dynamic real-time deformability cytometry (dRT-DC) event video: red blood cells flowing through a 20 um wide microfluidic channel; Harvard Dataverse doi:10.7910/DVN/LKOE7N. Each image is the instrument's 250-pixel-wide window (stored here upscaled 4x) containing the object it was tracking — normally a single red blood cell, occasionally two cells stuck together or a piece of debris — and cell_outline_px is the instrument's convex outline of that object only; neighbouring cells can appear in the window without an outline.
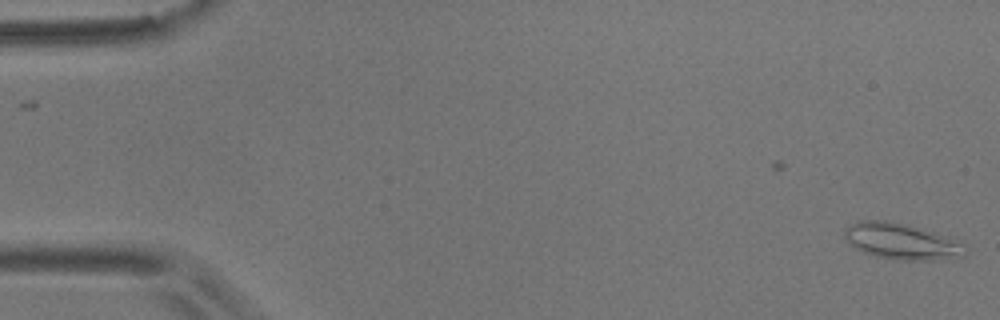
{"species": "common noctule bat (a hibernating species)", "species_latin": "Nyctalus noctula", "temperature_condition": "room temperature", "stored_images_in_passage": 2, "camera_frame_rate_fps": 3000, "um_per_image_px": 0.085, "animal": {"sex": "male", "body_mass_g": 17.9}, "frame": {"image": 1, "passage_image": 2, "time_ms": 1.333, "image_size_px": [1000, 320], "cell_outline_px": [[964, 256], [936, 260], [892, 260], [876, 256], [864, 252], [848, 244], [844, 236], [844, 228], [856, 220], [888, 220], [908, 224], [948, 236], [964, 244]], "centroid_in_image_um": [76.58, 20.5], "position_along_channel_um": 8.4, "area_um2": 25.72}}